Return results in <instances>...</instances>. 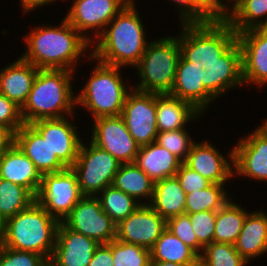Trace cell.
I'll use <instances>...</instances> for the list:
<instances>
[{
    "mask_svg": "<svg viewBox=\"0 0 267 266\" xmlns=\"http://www.w3.org/2000/svg\"><path fill=\"white\" fill-rule=\"evenodd\" d=\"M181 55L193 63L196 109L206 114L215 99L244 86L242 51L237 33L228 22L180 24ZM210 105V106H209Z\"/></svg>",
    "mask_w": 267,
    "mask_h": 266,
    "instance_id": "6da1fadb",
    "label": "cell"
},
{
    "mask_svg": "<svg viewBox=\"0 0 267 266\" xmlns=\"http://www.w3.org/2000/svg\"><path fill=\"white\" fill-rule=\"evenodd\" d=\"M22 38L26 51L20 56L38 69H64L76 72L81 57L89 60L91 43L65 18L56 25L41 24ZM85 53V54H84ZM88 55H87V54ZM87 55V56H86ZM88 57V58H87Z\"/></svg>",
    "mask_w": 267,
    "mask_h": 266,
    "instance_id": "7a4b0ae2",
    "label": "cell"
},
{
    "mask_svg": "<svg viewBox=\"0 0 267 266\" xmlns=\"http://www.w3.org/2000/svg\"><path fill=\"white\" fill-rule=\"evenodd\" d=\"M135 2L131 0L91 43L93 49L89 51L94 59L112 66H130L132 69L139 62L150 39H147L145 24Z\"/></svg>",
    "mask_w": 267,
    "mask_h": 266,
    "instance_id": "3957f363",
    "label": "cell"
},
{
    "mask_svg": "<svg viewBox=\"0 0 267 266\" xmlns=\"http://www.w3.org/2000/svg\"><path fill=\"white\" fill-rule=\"evenodd\" d=\"M74 74L76 73L64 69H39L28 99L21 108L24 124L73 115L77 110L72 85Z\"/></svg>",
    "mask_w": 267,
    "mask_h": 266,
    "instance_id": "277c9868",
    "label": "cell"
},
{
    "mask_svg": "<svg viewBox=\"0 0 267 266\" xmlns=\"http://www.w3.org/2000/svg\"><path fill=\"white\" fill-rule=\"evenodd\" d=\"M89 59L95 60L96 66L94 65L91 75L87 82L85 81V86L76 93V107L82 106L88 110L93 120L99 117L120 116L125 98L132 89L129 83L123 81L122 67L102 63L91 55Z\"/></svg>",
    "mask_w": 267,
    "mask_h": 266,
    "instance_id": "5b68a950",
    "label": "cell"
},
{
    "mask_svg": "<svg viewBox=\"0 0 267 266\" xmlns=\"http://www.w3.org/2000/svg\"><path fill=\"white\" fill-rule=\"evenodd\" d=\"M59 221L36 202L6 220L4 246L29 251L50 260Z\"/></svg>",
    "mask_w": 267,
    "mask_h": 266,
    "instance_id": "8992f818",
    "label": "cell"
},
{
    "mask_svg": "<svg viewBox=\"0 0 267 266\" xmlns=\"http://www.w3.org/2000/svg\"><path fill=\"white\" fill-rule=\"evenodd\" d=\"M181 55L177 36L151 39L139 62L133 67L139 83L132 88L155 94H169L175 80Z\"/></svg>",
    "mask_w": 267,
    "mask_h": 266,
    "instance_id": "52a82bcc",
    "label": "cell"
},
{
    "mask_svg": "<svg viewBox=\"0 0 267 266\" xmlns=\"http://www.w3.org/2000/svg\"><path fill=\"white\" fill-rule=\"evenodd\" d=\"M121 163L109 152L89 140L81 142L77 160L71 167L78 177V184L84 196H97L112 185Z\"/></svg>",
    "mask_w": 267,
    "mask_h": 266,
    "instance_id": "ba28073f",
    "label": "cell"
},
{
    "mask_svg": "<svg viewBox=\"0 0 267 266\" xmlns=\"http://www.w3.org/2000/svg\"><path fill=\"white\" fill-rule=\"evenodd\" d=\"M83 197L76 173L71 167H67L42 175L35 202L62 222Z\"/></svg>",
    "mask_w": 267,
    "mask_h": 266,
    "instance_id": "9c48e42d",
    "label": "cell"
},
{
    "mask_svg": "<svg viewBox=\"0 0 267 266\" xmlns=\"http://www.w3.org/2000/svg\"><path fill=\"white\" fill-rule=\"evenodd\" d=\"M131 0H72L65 19L90 43ZM93 30V31H92ZM91 34H88L90 32ZM93 37V38H92Z\"/></svg>",
    "mask_w": 267,
    "mask_h": 266,
    "instance_id": "30bf717a",
    "label": "cell"
},
{
    "mask_svg": "<svg viewBox=\"0 0 267 266\" xmlns=\"http://www.w3.org/2000/svg\"><path fill=\"white\" fill-rule=\"evenodd\" d=\"M62 223L69 229L94 239L99 244H108L116 239L117 225L102 210L96 196H84Z\"/></svg>",
    "mask_w": 267,
    "mask_h": 266,
    "instance_id": "8fae6325",
    "label": "cell"
},
{
    "mask_svg": "<svg viewBox=\"0 0 267 266\" xmlns=\"http://www.w3.org/2000/svg\"><path fill=\"white\" fill-rule=\"evenodd\" d=\"M120 116L140 147L155 142L158 134L155 93L132 88L125 98Z\"/></svg>",
    "mask_w": 267,
    "mask_h": 266,
    "instance_id": "7c38bea8",
    "label": "cell"
},
{
    "mask_svg": "<svg viewBox=\"0 0 267 266\" xmlns=\"http://www.w3.org/2000/svg\"><path fill=\"white\" fill-rule=\"evenodd\" d=\"M92 122V143L109 152L121 164L134 163L140 146L129 133L121 116L99 117Z\"/></svg>",
    "mask_w": 267,
    "mask_h": 266,
    "instance_id": "4fadbf2b",
    "label": "cell"
},
{
    "mask_svg": "<svg viewBox=\"0 0 267 266\" xmlns=\"http://www.w3.org/2000/svg\"><path fill=\"white\" fill-rule=\"evenodd\" d=\"M233 166L234 177L267 183V128L263 124L233 146Z\"/></svg>",
    "mask_w": 267,
    "mask_h": 266,
    "instance_id": "5bb4252c",
    "label": "cell"
},
{
    "mask_svg": "<svg viewBox=\"0 0 267 266\" xmlns=\"http://www.w3.org/2000/svg\"><path fill=\"white\" fill-rule=\"evenodd\" d=\"M74 117L75 115L62 118L40 119L30 123L48 142L53 153H56L58 159L66 167H72L74 165L83 139L80 131L77 129L78 126H74L77 123L73 124L70 121Z\"/></svg>",
    "mask_w": 267,
    "mask_h": 266,
    "instance_id": "9a60e30c",
    "label": "cell"
},
{
    "mask_svg": "<svg viewBox=\"0 0 267 266\" xmlns=\"http://www.w3.org/2000/svg\"><path fill=\"white\" fill-rule=\"evenodd\" d=\"M166 228L167 221L149 204H140L131 215L117 224L116 240L150 250Z\"/></svg>",
    "mask_w": 267,
    "mask_h": 266,
    "instance_id": "2e32d148",
    "label": "cell"
},
{
    "mask_svg": "<svg viewBox=\"0 0 267 266\" xmlns=\"http://www.w3.org/2000/svg\"><path fill=\"white\" fill-rule=\"evenodd\" d=\"M242 51V77L246 86H267V27L237 33Z\"/></svg>",
    "mask_w": 267,
    "mask_h": 266,
    "instance_id": "e0dca14e",
    "label": "cell"
},
{
    "mask_svg": "<svg viewBox=\"0 0 267 266\" xmlns=\"http://www.w3.org/2000/svg\"><path fill=\"white\" fill-rule=\"evenodd\" d=\"M224 154L211 141L203 139L193 143L184 163L211 183L228 184L234 178L233 148Z\"/></svg>",
    "mask_w": 267,
    "mask_h": 266,
    "instance_id": "ac0fdd59",
    "label": "cell"
},
{
    "mask_svg": "<svg viewBox=\"0 0 267 266\" xmlns=\"http://www.w3.org/2000/svg\"><path fill=\"white\" fill-rule=\"evenodd\" d=\"M100 244L59 223L56 243L49 262L53 266H88Z\"/></svg>",
    "mask_w": 267,
    "mask_h": 266,
    "instance_id": "d6986e66",
    "label": "cell"
},
{
    "mask_svg": "<svg viewBox=\"0 0 267 266\" xmlns=\"http://www.w3.org/2000/svg\"><path fill=\"white\" fill-rule=\"evenodd\" d=\"M14 143L33 162L41 175L67 167L53 153L48 142L30 125L23 124L14 134Z\"/></svg>",
    "mask_w": 267,
    "mask_h": 266,
    "instance_id": "ffe728a7",
    "label": "cell"
},
{
    "mask_svg": "<svg viewBox=\"0 0 267 266\" xmlns=\"http://www.w3.org/2000/svg\"><path fill=\"white\" fill-rule=\"evenodd\" d=\"M0 172L2 179L23 186L36 196L42 175L15 143L0 154Z\"/></svg>",
    "mask_w": 267,
    "mask_h": 266,
    "instance_id": "44dd1931",
    "label": "cell"
},
{
    "mask_svg": "<svg viewBox=\"0 0 267 266\" xmlns=\"http://www.w3.org/2000/svg\"><path fill=\"white\" fill-rule=\"evenodd\" d=\"M38 70L19 56L0 70V93L22 108Z\"/></svg>",
    "mask_w": 267,
    "mask_h": 266,
    "instance_id": "7402d4cb",
    "label": "cell"
},
{
    "mask_svg": "<svg viewBox=\"0 0 267 266\" xmlns=\"http://www.w3.org/2000/svg\"><path fill=\"white\" fill-rule=\"evenodd\" d=\"M234 247L248 264L252 259L267 253V213L265 211L253 210L247 214Z\"/></svg>",
    "mask_w": 267,
    "mask_h": 266,
    "instance_id": "603a6c76",
    "label": "cell"
},
{
    "mask_svg": "<svg viewBox=\"0 0 267 266\" xmlns=\"http://www.w3.org/2000/svg\"><path fill=\"white\" fill-rule=\"evenodd\" d=\"M203 114L191 103L170 94H156V122L158 132L178 130L188 122L199 121Z\"/></svg>",
    "mask_w": 267,
    "mask_h": 266,
    "instance_id": "cb8c5ba5",
    "label": "cell"
},
{
    "mask_svg": "<svg viewBox=\"0 0 267 266\" xmlns=\"http://www.w3.org/2000/svg\"><path fill=\"white\" fill-rule=\"evenodd\" d=\"M134 163L154 182L176 176L182 161L157 142L141 146Z\"/></svg>",
    "mask_w": 267,
    "mask_h": 266,
    "instance_id": "d4e9b609",
    "label": "cell"
},
{
    "mask_svg": "<svg viewBox=\"0 0 267 266\" xmlns=\"http://www.w3.org/2000/svg\"><path fill=\"white\" fill-rule=\"evenodd\" d=\"M186 193L177 176L154 182L150 206L166 221L185 213Z\"/></svg>",
    "mask_w": 267,
    "mask_h": 266,
    "instance_id": "484cf974",
    "label": "cell"
},
{
    "mask_svg": "<svg viewBox=\"0 0 267 266\" xmlns=\"http://www.w3.org/2000/svg\"><path fill=\"white\" fill-rule=\"evenodd\" d=\"M112 185L140 204H150L152 200L154 181L135 163L121 164Z\"/></svg>",
    "mask_w": 267,
    "mask_h": 266,
    "instance_id": "4316f807",
    "label": "cell"
},
{
    "mask_svg": "<svg viewBox=\"0 0 267 266\" xmlns=\"http://www.w3.org/2000/svg\"><path fill=\"white\" fill-rule=\"evenodd\" d=\"M150 256V261H165L187 266H199V255L167 228L150 249Z\"/></svg>",
    "mask_w": 267,
    "mask_h": 266,
    "instance_id": "83f0119b",
    "label": "cell"
},
{
    "mask_svg": "<svg viewBox=\"0 0 267 266\" xmlns=\"http://www.w3.org/2000/svg\"><path fill=\"white\" fill-rule=\"evenodd\" d=\"M232 199L230 198L216 213L214 242L234 245L242 230L249 211Z\"/></svg>",
    "mask_w": 267,
    "mask_h": 266,
    "instance_id": "f1b7e54d",
    "label": "cell"
},
{
    "mask_svg": "<svg viewBox=\"0 0 267 266\" xmlns=\"http://www.w3.org/2000/svg\"><path fill=\"white\" fill-rule=\"evenodd\" d=\"M227 22L236 33L267 27V0H234V11Z\"/></svg>",
    "mask_w": 267,
    "mask_h": 266,
    "instance_id": "f546056e",
    "label": "cell"
},
{
    "mask_svg": "<svg viewBox=\"0 0 267 266\" xmlns=\"http://www.w3.org/2000/svg\"><path fill=\"white\" fill-rule=\"evenodd\" d=\"M227 185L211 183L204 189L186 194L185 213L218 211L232 196L227 191Z\"/></svg>",
    "mask_w": 267,
    "mask_h": 266,
    "instance_id": "4dcf8cb0",
    "label": "cell"
},
{
    "mask_svg": "<svg viewBox=\"0 0 267 266\" xmlns=\"http://www.w3.org/2000/svg\"><path fill=\"white\" fill-rule=\"evenodd\" d=\"M96 197L100 201L102 210L116 225L131 215L140 205L133 197L113 185L107 186Z\"/></svg>",
    "mask_w": 267,
    "mask_h": 266,
    "instance_id": "1f68e13d",
    "label": "cell"
},
{
    "mask_svg": "<svg viewBox=\"0 0 267 266\" xmlns=\"http://www.w3.org/2000/svg\"><path fill=\"white\" fill-rule=\"evenodd\" d=\"M35 202V196L23 186L11 181H0V213L6 218L15 216Z\"/></svg>",
    "mask_w": 267,
    "mask_h": 266,
    "instance_id": "d6a6232c",
    "label": "cell"
},
{
    "mask_svg": "<svg viewBox=\"0 0 267 266\" xmlns=\"http://www.w3.org/2000/svg\"><path fill=\"white\" fill-rule=\"evenodd\" d=\"M247 261L236 251L234 245L212 242L199 256V266H247Z\"/></svg>",
    "mask_w": 267,
    "mask_h": 266,
    "instance_id": "836d02e7",
    "label": "cell"
},
{
    "mask_svg": "<svg viewBox=\"0 0 267 266\" xmlns=\"http://www.w3.org/2000/svg\"><path fill=\"white\" fill-rule=\"evenodd\" d=\"M196 108V74L193 63L180 55L173 87L169 93Z\"/></svg>",
    "mask_w": 267,
    "mask_h": 266,
    "instance_id": "e575fe53",
    "label": "cell"
},
{
    "mask_svg": "<svg viewBox=\"0 0 267 266\" xmlns=\"http://www.w3.org/2000/svg\"><path fill=\"white\" fill-rule=\"evenodd\" d=\"M111 251L113 266H149L151 260L149 249L116 239L111 241Z\"/></svg>",
    "mask_w": 267,
    "mask_h": 266,
    "instance_id": "d590c367",
    "label": "cell"
},
{
    "mask_svg": "<svg viewBox=\"0 0 267 266\" xmlns=\"http://www.w3.org/2000/svg\"><path fill=\"white\" fill-rule=\"evenodd\" d=\"M155 142L185 162L195 140H192V135L190 136L187 128H182L158 132Z\"/></svg>",
    "mask_w": 267,
    "mask_h": 266,
    "instance_id": "8d00e7d4",
    "label": "cell"
},
{
    "mask_svg": "<svg viewBox=\"0 0 267 266\" xmlns=\"http://www.w3.org/2000/svg\"><path fill=\"white\" fill-rule=\"evenodd\" d=\"M233 1L234 0H196L198 5V23L227 22L234 11Z\"/></svg>",
    "mask_w": 267,
    "mask_h": 266,
    "instance_id": "74e56055",
    "label": "cell"
},
{
    "mask_svg": "<svg viewBox=\"0 0 267 266\" xmlns=\"http://www.w3.org/2000/svg\"><path fill=\"white\" fill-rule=\"evenodd\" d=\"M217 211H203L188 214L198 243L205 248L214 242Z\"/></svg>",
    "mask_w": 267,
    "mask_h": 266,
    "instance_id": "f35d334b",
    "label": "cell"
},
{
    "mask_svg": "<svg viewBox=\"0 0 267 266\" xmlns=\"http://www.w3.org/2000/svg\"><path fill=\"white\" fill-rule=\"evenodd\" d=\"M167 229L179 238L184 244L192 248L199 256L203 247L198 243L188 214H180L167 220Z\"/></svg>",
    "mask_w": 267,
    "mask_h": 266,
    "instance_id": "ab89813d",
    "label": "cell"
},
{
    "mask_svg": "<svg viewBox=\"0 0 267 266\" xmlns=\"http://www.w3.org/2000/svg\"><path fill=\"white\" fill-rule=\"evenodd\" d=\"M48 260L37 253L3 247L0 266H44Z\"/></svg>",
    "mask_w": 267,
    "mask_h": 266,
    "instance_id": "60d3db41",
    "label": "cell"
},
{
    "mask_svg": "<svg viewBox=\"0 0 267 266\" xmlns=\"http://www.w3.org/2000/svg\"><path fill=\"white\" fill-rule=\"evenodd\" d=\"M23 124L21 108L0 93V125L15 134Z\"/></svg>",
    "mask_w": 267,
    "mask_h": 266,
    "instance_id": "b9f144b4",
    "label": "cell"
},
{
    "mask_svg": "<svg viewBox=\"0 0 267 266\" xmlns=\"http://www.w3.org/2000/svg\"><path fill=\"white\" fill-rule=\"evenodd\" d=\"M176 176L186 194L204 189L211 184L209 180L189 168L184 162L177 171Z\"/></svg>",
    "mask_w": 267,
    "mask_h": 266,
    "instance_id": "7bdbcfd3",
    "label": "cell"
},
{
    "mask_svg": "<svg viewBox=\"0 0 267 266\" xmlns=\"http://www.w3.org/2000/svg\"><path fill=\"white\" fill-rule=\"evenodd\" d=\"M176 4L175 9L178 12V22L180 24L198 23V5L196 0H170ZM179 9V10H178Z\"/></svg>",
    "mask_w": 267,
    "mask_h": 266,
    "instance_id": "ee69618b",
    "label": "cell"
},
{
    "mask_svg": "<svg viewBox=\"0 0 267 266\" xmlns=\"http://www.w3.org/2000/svg\"><path fill=\"white\" fill-rule=\"evenodd\" d=\"M114 261L111 251V242L108 244H100L91 259L88 266H113Z\"/></svg>",
    "mask_w": 267,
    "mask_h": 266,
    "instance_id": "f6af8a7d",
    "label": "cell"
},
{
    "mask_svg": "<svg viewBox=\"0 0 267 266\" xmlns=\"http://www.w3.org/2000/svg\"><path fill=\"white\" fill-rule=\"evenodd\" d=\"M57 0H20V5L22 9V12L24 14H29L30 12H34L39 7L43 8V6L51 5L52 3H55ZM50 3V4H49ZM29 12V13H28Z\"/></svg>",
    "mask_w": 267,
    "mask_h": 266,
    "instance_id": "bcb514c9",
    "label": "cell"
},
{
    "mask_svg": "<svg viewBox=\"0 0 267 266\" xmlns=\"http://www.w3.org/2000/svg\"><path fill=\"white\" fill-rule=\"evenodd\" d=\"M14 143V134L6 127L0 125V154Z\"/></svg>",
    "mask_w": 267,
    "mask_h": 266,
    "instance_id": "7dc6e473",
    "label": "cell"
},
{
    "mask_svg": "<svg viewBox=\"0 0 267 266\" xmlns=\"http://www.w3.org/2000/svg\"><path fill=\"white\" fill-rule=\"evenodd\" d=\"M149 266H187V265L174 262H165V261H150Z\"/></svg>",
    "mask_w": 267,
    "mask_h": 266,
    "instance_id": "c3c4849f",
    "label": "cell"
},
{
    "mask_svg": "<svg viewBox=\"0 0 267 266\" xmlns=\"http://www.w3.org/2000/svg\"><path fill=\"white\" fill-rule=\"evenodd\" d=\"M6 218L0 213V237H4L6 229Z\"/></svg>",
    "mask_w": 267,
    "mask_h": 266,
    "instance_id": "681fc988",
    "label": "cell"
},
{
    "mask_svg": "<svg viewBox=\"0 0 267 266\" xmlns=\"http://www.w3.org/2000/svg\"><path fill=\"white\" fill-rule=\"evenodd\" d=\"M3 247H4V240H3V237H0V254L3 250Z\"/></svg>",
    "mask_w": 267,
    "mask_h": 266,
    "instance_id": "f907efd6",
    "label": "cell"
},
{
    "mask_svg": "<svg viewBox=\"0 0 267 266\" xmlns=\"http://www.w3.org/2000/svg\"><path fill=\"white\" fill-rule=\"evenodd\" d=\"M262 124L267 128V118H266V120H263Z\"/></svg>",
    "mask_w": 267,
    "mask_h": 266,
    "instance_id": "816d5d0a",
    "label": "cell"
},
{
    "mask_svg": "<svg viewBox=\"0 0 267 266\" xmlns=\"http://www.w3.org/2000/svg\"><path fill=\"white\" fill-rule=\"evenodd\" d=\"M44 266H53L49 261Z\"/></svg>",
    "mask_w": 267,
    "mask_h": 266,
    "instance_id": "f5cc1de1",
    "label": "cell"
}]
</instances>
